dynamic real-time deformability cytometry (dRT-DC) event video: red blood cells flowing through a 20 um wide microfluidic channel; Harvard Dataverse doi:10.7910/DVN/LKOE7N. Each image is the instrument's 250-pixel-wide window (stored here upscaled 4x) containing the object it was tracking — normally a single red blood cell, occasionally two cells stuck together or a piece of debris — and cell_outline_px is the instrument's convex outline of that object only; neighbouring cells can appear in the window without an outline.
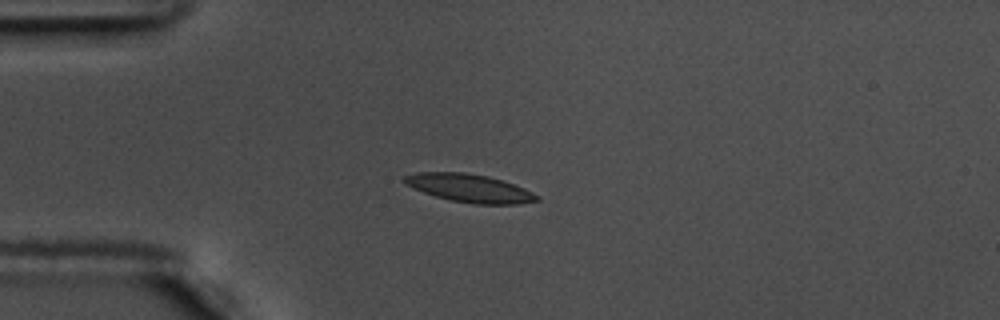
{"species": "common noctule bat (a hibernating species)", "species_latin": "Nyctalus noctula", "temperature_condition": "warm", "stored_images_in_passage": 43, "camera_frame_rate_fps": 3000, "um_per_image_px": 0.085, "animal": {"sex": "male", "body_mass_g": 17.5, "forearm_length_mm": 52.3}, "frame": {"image": 1, "passage_image": 1, "time_ms": 0.0, "image_size_px": [1000, 320], "cell_outline_px": [[540, 200], [516, 204], [472, 204], [452, 200], [436, 196], [424, 192], [404, 184], [404, 176], [416, 172], [464, 172], [488, 176], [524, 188], [540, 196]], "centroid_in_image_um": [39.91, 15.99], "position_along_channel_um": 45.1, "area_um2": 21.5}}
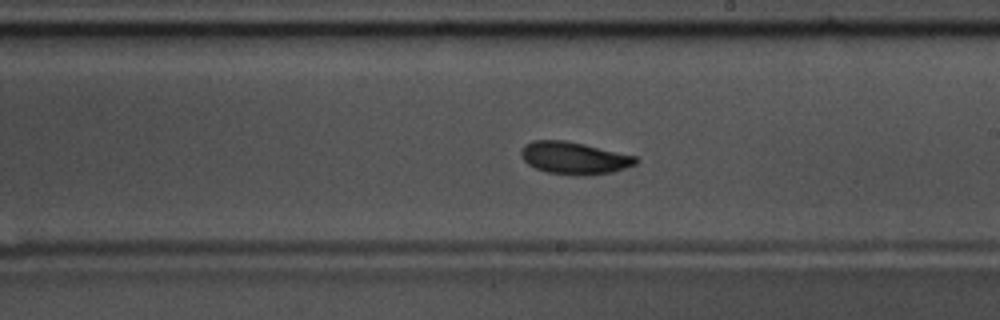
{"frame": {"image": 2, "passage_image": 19, "time_ms": 6.0, "image_size_px": [1000, 320], "cell_outline_px": [[640, 160], [636, 164], [612, 172], [588, 176], [572, 176], [548, 172], [536, 168], [528, 164], [520, 156], [520, 148], [524, 144], [532, 140], [564, 140], [584, 144], [636, 156]], "centroid_in_image_um": [48.78, 13.44], "position_along_channel_um": 240.2, "area_um2": 21.85}}
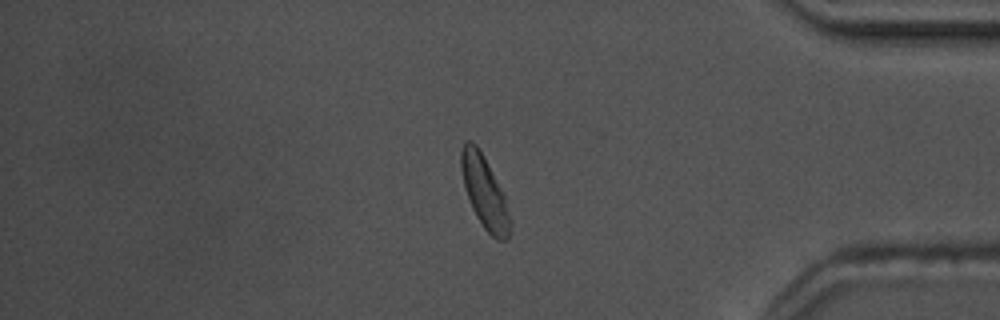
{"frame": {"image": 3, "passage_image": 34, "time_ms": 11.0, "image_size_px": [1000, 320], "cell_outline_px": [[512, 224], [508, 240], [496, 240], [484, 228], [476, 216], [472, 208], [464, 184], [460, 168], [460, 152], [464, 140], [472, 140], [476, 144], [500, 188], [504, 196], [512, 220]], "centroid_in_image_um": [41.19, 16.37], "position_along_channel_um": 394.0, "area_um2": 20.4}, "authors_computed_cell_mechanics": {"area_um2": 20.9236, "velocity_mm_per_s": 3.6032, "shape_relaxation_time_tau1_ms": 4.2885, "shape_relaxation_time_tau2_ms": 3.1329, "deformation_change_tau1": 0.128, "deformation_change_tau2": 0.0975}}